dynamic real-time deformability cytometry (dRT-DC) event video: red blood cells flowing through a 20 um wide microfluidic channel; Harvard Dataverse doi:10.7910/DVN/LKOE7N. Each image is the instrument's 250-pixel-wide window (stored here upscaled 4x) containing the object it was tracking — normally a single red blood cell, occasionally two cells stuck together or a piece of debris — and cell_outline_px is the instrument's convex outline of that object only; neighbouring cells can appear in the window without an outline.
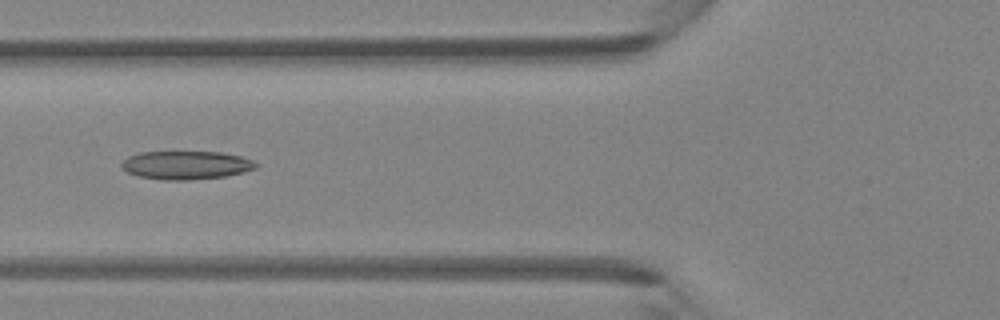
{"species": "Egyptian fruit bat (a non-hibernating species)", "species_latin": "Rousettus aegyptiacus", "temperature_condition": "room temperature", "stored_images_in_passage": 3, "camera_frame_rate_fps": 3000, "um_per_image_px": 0.085, "animal": {"sex": "female"}, "frame": {"image": 1, "passage_image": 3, "time_ms": 0.667, "image_size_px": [1000, 320], "cell_outline_px": [[260, 164], [256, 168], [244, 172], [224, 176], [188, 180], [160, 180], [136, 176], [128, 172], [120, 164], [128, 156], [140, 152], [220, 152], [240, 156], [252, 160]], "centroid_in_image_um": [15.82, 14.04], "position_along_channel_um": 110.0, "area_um2": 22.25}}